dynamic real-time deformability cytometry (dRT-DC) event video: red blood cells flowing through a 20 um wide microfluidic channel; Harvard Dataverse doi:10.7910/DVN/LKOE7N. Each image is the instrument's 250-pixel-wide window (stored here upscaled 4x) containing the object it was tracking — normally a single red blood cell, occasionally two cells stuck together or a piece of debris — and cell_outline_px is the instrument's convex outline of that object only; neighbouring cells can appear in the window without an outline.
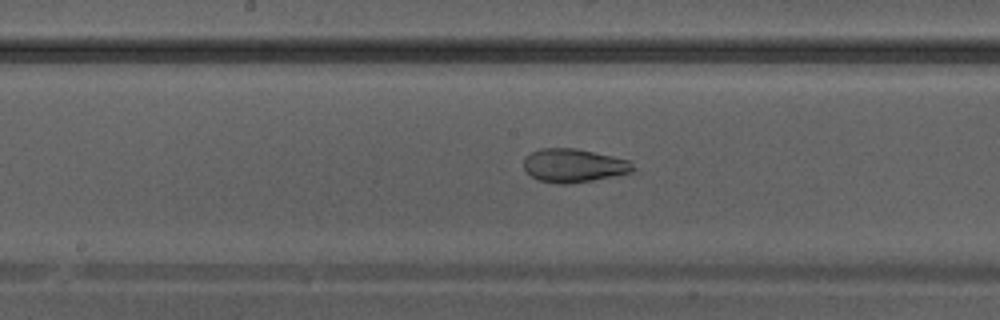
{"species": "Egyptian fruit bat (a non-hibernating species)", "species_latin": "Rousettus aegyptiacus", "temperature_condition": "warm", "stored_images_in_passage": 34, "camera_frame_rate_fps": 3000, "um_per_image_px": 0.085, "animal": {"sex": "male"}, "frame": {"image": 1, "passage_image": 15, "time_ms": 4.667, "image_size_px": [1000, 320], "cell_outline_px": [[636, 168], [632, 172], [592, 180], [568, 184], [556, 184], [540, 180], [532, 176], [524, 168], [524, 160], [532, 152], [540, 148], [576, 148], [632, 160]], "centroid_in_image_um": [48.82, 14.06], "position_along_channel_um": 199.4, "area_um2": 21.33}}